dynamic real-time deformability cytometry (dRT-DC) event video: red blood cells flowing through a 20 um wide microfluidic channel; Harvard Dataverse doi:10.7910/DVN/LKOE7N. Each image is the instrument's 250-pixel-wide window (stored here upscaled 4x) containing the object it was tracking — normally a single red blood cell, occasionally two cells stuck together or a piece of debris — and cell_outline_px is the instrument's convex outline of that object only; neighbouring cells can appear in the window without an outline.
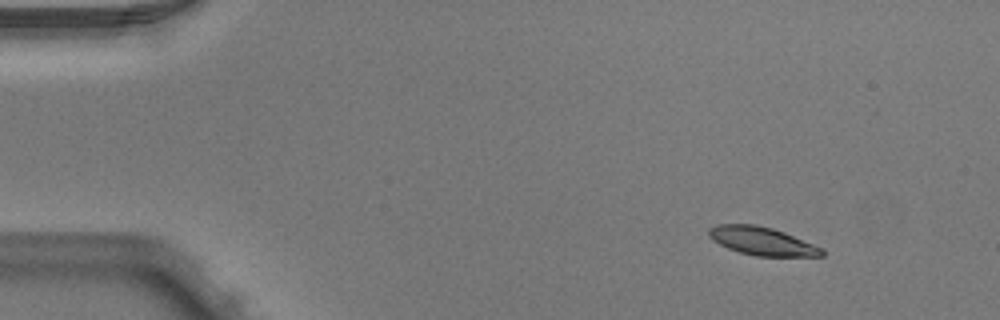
{"species": "Egyptian fruit bat (a non-hibernating species)", "species_latin": "Rousettus aegyptiacus", "temperature_condition": "warm", "stored_images_in_passage": 5, "camera_frame_rate_fps": 3000, "um_per_image_px": 0.085, "animal": {"sex": "male"}, "frame": {"image": 1, "passage_image": 1, "time_ms": 0.0, "image_size_px": [1000, 320], "cell_outline_px": [[824, 256], [756, 256], [740, 252], [728, 248], [712, 240], [708, 236], [708, 228], [716, 224], [756, 224], [772, 228], [784, 232], [824, 248]], "centroid_in_image_um": [64.77, 20.48], "position_along_channel_um": 20.2, "area_um2": 18.67}}
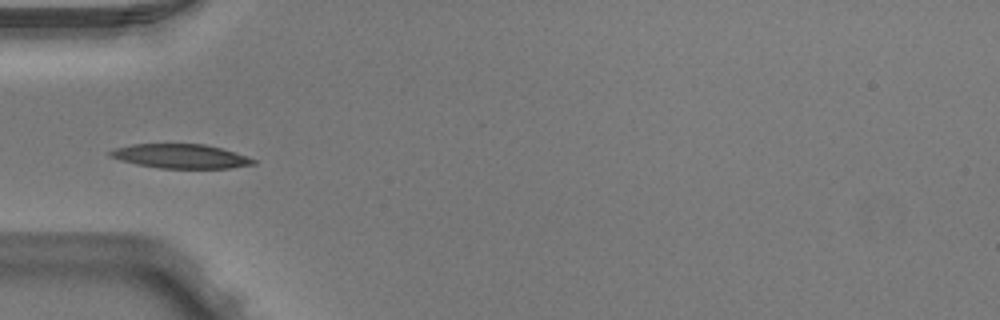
{"frame": {"image": 2, "passage_image": 4, "time_ms": 1.0, "image_size_px": [1000, 320], "cell_outline_px": [[256, 164], [228, 168], [160, 168], [136, 164], [120, 160], [108, 156], [108, 152], [116, 148], [132, 144], [204, 144], [220, 148], [256, 160]], "centroid_in_image_um": [15.3, 13.28], "position_along_channel_um": 69.7, "area_um2": 19.94}}
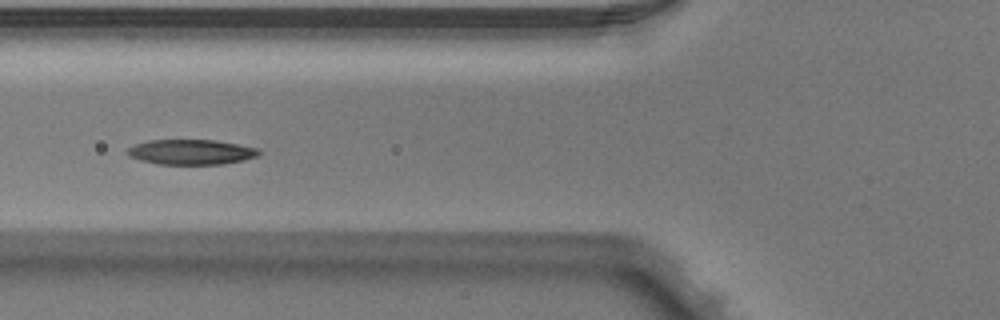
{"frame": {"image": 3, "passage_image": 5, "time_ms": 1.333, "image_size_px": [1000, 320], "cell_outline_px": [[260, 156], [244, 160], [224, 164], [156, 164], [140, 160], [128, 156], [124, 152], [128, 148], [136, 144], [148, 140], [216, 140], [260, 148]], "centroid_in_image_um": [16.26, 12.92], "position_along_channel_um": 109.5, "area_um2": 19.48}}